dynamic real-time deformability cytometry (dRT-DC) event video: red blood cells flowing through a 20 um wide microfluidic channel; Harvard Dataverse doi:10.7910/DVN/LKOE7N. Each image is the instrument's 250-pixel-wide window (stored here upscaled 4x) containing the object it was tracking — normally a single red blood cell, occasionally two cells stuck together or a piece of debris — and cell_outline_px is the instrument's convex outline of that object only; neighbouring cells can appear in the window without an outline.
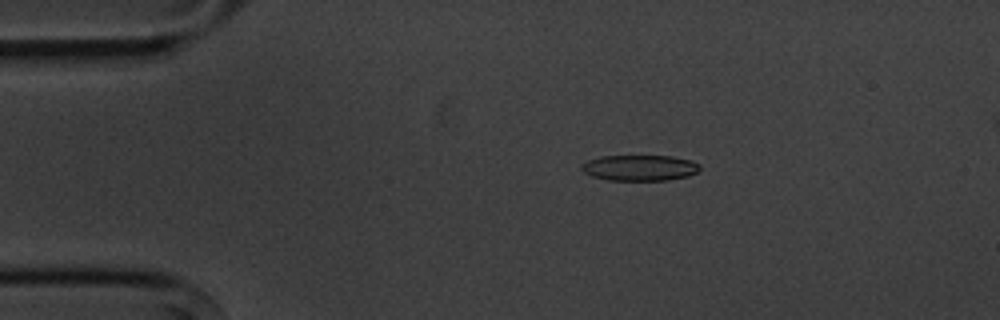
{"species": "common noctule bat (a hibernating species)", "species_latin": "Nyctalus noctula", "temperature_condition": "cold", "stored_images_in_passage": 7, "camera_frame_rate_fps": 3000, "um_per_image_px": 0.085, "animal": {"sex": "male", "body_mass_g": 20.1, "forearm_length_mm": 53.5}, "frame": {"image": 1, "passage_image": 3, "time_ms": 2.333, "image_size_px": [1000, 320], "cell_outline_px": [[700, 168], [696, 172], [688, 176], [668, 180], [608, 180], [592, 176], [584, 172], [580, 168], [580, 164], [588, 160], [600, 156], [672, 156], [692, 160], [700, 164]], "centroid_in_image_um": [54.37, 14.26], "position_along_channel_um": 30.6, "area_um2": 17.86}}
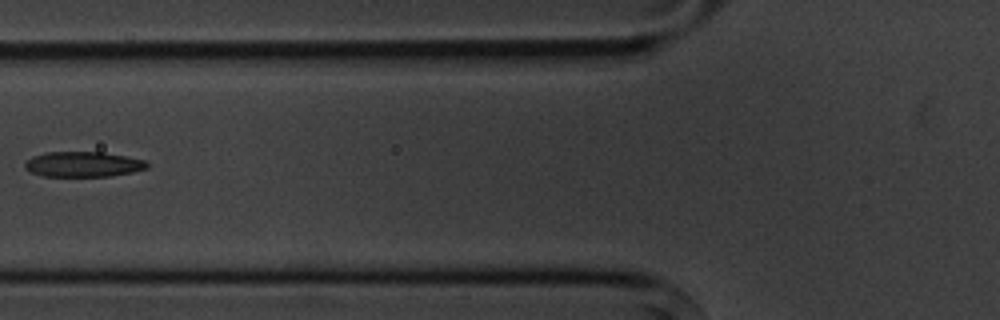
{"frame": {"image": 2, "passage_image": 6, "time_ms": 6.0, "image_size_px": [1000, 320], "cell_outline_px": [[148, 168], [132, 172], [108, 176], [44, 176], [32, 172], [24, 168], [24, 164], [32, 156], [48, 152], [104, 152], [144, 160], [148, 164]], "centroid_in_image_um": [7.06, 13.96], "position_along_channel_um": 118.7, "area_um2": 17.8}}
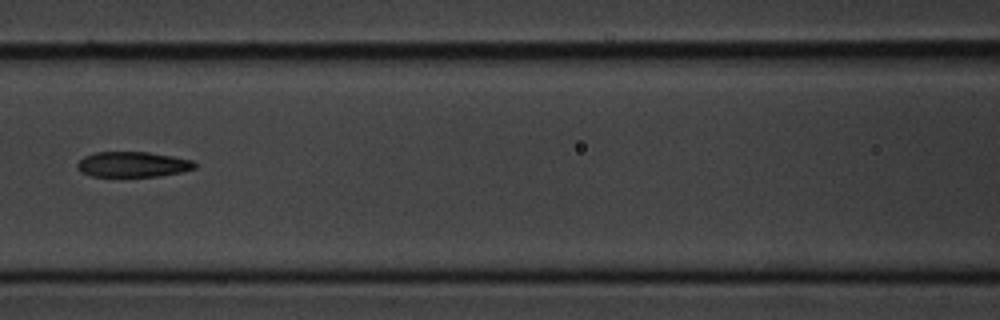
{"frame": {"image": 3, "passage_image": 7, "time_ms": 7.0, "image_size_px": [1000, 320], "cell_outline_px": [[196, 168], [180, 172], [160, 176], [88, 176], [80, 172], [76, 168], [76, 164], [84, 156], [96, 152], [148, 152], [172, 156], [192, 160], [196, 164]], "centroid_in_image_um": [11.25, 13.97], "position_along_channel_um": 155.4, "area_um2": 17.4}}